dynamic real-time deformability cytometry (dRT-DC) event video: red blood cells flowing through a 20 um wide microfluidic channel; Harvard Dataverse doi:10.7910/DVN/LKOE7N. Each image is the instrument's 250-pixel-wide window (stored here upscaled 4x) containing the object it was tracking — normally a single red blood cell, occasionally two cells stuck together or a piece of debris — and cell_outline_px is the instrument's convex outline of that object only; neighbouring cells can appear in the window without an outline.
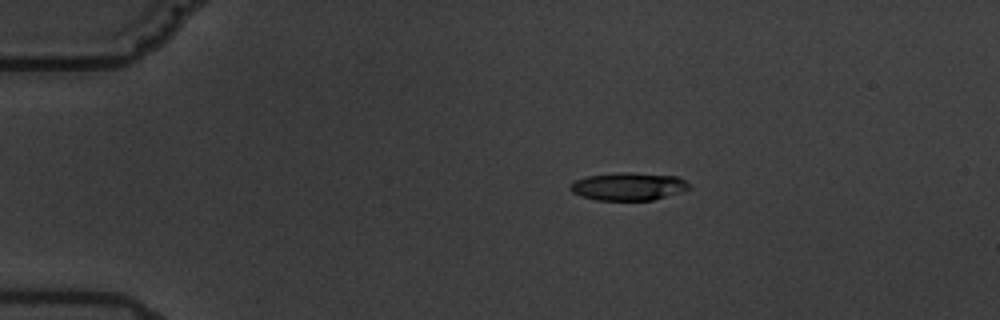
{"species": "common noctule bat (a hibernating species)", "species_latin": "Nyctalus noctula", "temperature_condition": "warm", "stored_images_in_passage": 5, "camera_frame_rate_fps": 3000, "um_per_image_px": 0.085, "animal": {"sex": "male", "body_mass_g": 19.5, "forearm_length_mm": 54.6}, "frame": {"image": 1, "passage_image": 3, "time_ms": 2.333, "image_size_px": [1000, 320], "cell_outline_px": [[692, 188], [680, 192], [652, 200], [596, 200], [580, 196], [572, 192], [568, 188], [576, 180], [588, 176], [620, 172], [628, 172], [680, 176]], "centroid_in_image_um": [53.42, 15.84], "position_along_channel_um": 31.6, "area_um2": 19.25}}